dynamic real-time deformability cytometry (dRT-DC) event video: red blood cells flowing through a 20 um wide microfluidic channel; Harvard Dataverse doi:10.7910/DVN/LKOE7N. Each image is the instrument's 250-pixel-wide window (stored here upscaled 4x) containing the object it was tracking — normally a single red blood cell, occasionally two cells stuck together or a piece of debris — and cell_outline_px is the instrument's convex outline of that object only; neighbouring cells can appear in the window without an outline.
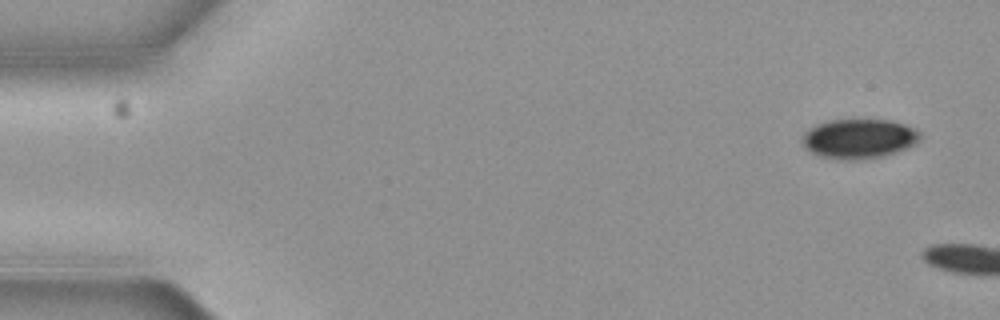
{"species": "common noctule bat (a hibernating species)", "species_latin": "Nyctalus noctula", "temperature_condition": "cold", "stored_images_in_passage": 2, "camera_frame_rate_fps": 3000, "um_per_image_px": 0.085, "animal": {"sex": "female", "body_mass_g": 19.3, "forearm_length_mm": 54.1}, "frame": {"image": 1, "passage_image": 1, "time_ms": 0.0, "image_size_px": [1000, 320], "cell_outline_px": [[920, 136], [912, 144], [904, 148], [880, 156], [856, 160], [844, 160], [820, 156], [812, 152], [804, 144], [804, 132], [808, 128], [816, 124], [828, 120], [888, 120], [904, 124], [916, 128], [920, 132]], "centroid_in_image_um": [72.98, 11.77], "position_along_channel_um": 12.0, "area_um2": 26.59}}